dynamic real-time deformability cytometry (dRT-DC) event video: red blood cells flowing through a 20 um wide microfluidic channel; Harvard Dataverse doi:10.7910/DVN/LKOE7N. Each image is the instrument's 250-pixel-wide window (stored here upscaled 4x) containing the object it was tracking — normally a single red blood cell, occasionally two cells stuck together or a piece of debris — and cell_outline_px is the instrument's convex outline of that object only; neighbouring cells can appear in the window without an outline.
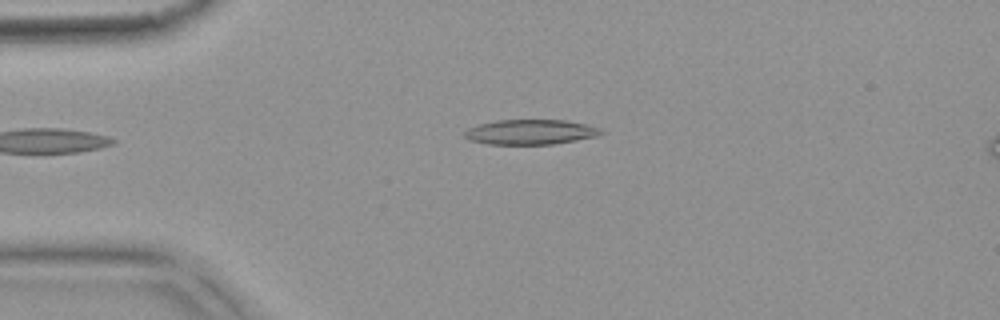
{"species": "common noctule bat (a hibernating species)", "species_latin": "Nyctalus noctula", "temperature_condition": "warm", "stored_images_in_passage": 3, "camera_frame_rate_fps": 3000, "um_per_image_px": 0.085, "animal": {"sex": "female", "body_mass_g": 18.4}, "frame": {"image": 1, "passage_image": 3, "time_ms": 0.667, "image_size_px": [1000, 320], "cell_outline_px": [[604, 132], [596, 136], [576, 140], [552, 144], [488, 144], [472, 140], [464, 136], [464, 132], [468, 128], [480, 124], [496, 120], [564, 120], [584, 124], [600, 128]], "centroid_in_image_um": [45.08, 11.22], "position_along_channel_um": 39.9, "area_um2": 19.59}}